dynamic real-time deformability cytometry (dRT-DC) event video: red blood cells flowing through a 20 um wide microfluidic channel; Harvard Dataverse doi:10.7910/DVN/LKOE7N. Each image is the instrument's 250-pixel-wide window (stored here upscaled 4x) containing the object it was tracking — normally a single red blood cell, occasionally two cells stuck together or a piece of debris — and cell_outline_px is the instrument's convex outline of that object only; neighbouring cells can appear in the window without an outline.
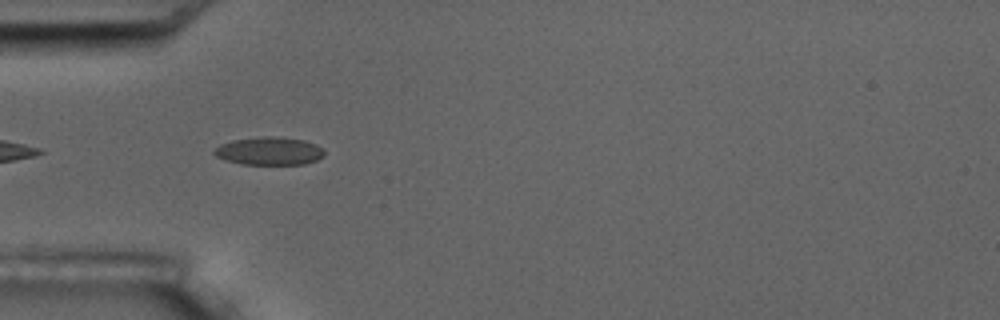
{"species": "common noctule bat (a hibernating species)", "species_latin": "Nyctalus noctula", "temperature_condition": "room temperature", "stored_images_in_passage": 8, "camera_frame_rate_fps": 3000, "um_per_image_px": 0.085, "animal": {"sex": "male", "body_mass_g": 17.5, "forearm_length_mm": 52.3}, "frame": {"image": 1, "passage_image": 5, "time_ms": 4.667, "image_size_px": [1000, 320], "cell_outline_px": [[324, 156], [316, 160], [304, 164], [240, 164], [216, 156], [212, 152], [220, 144], [232, 140], [264, 136], [272, 136], [304, 140], [316, 144], [324, 152]], "centroid_in_image_um": [22.88, 12.83], "position_along_channel_um": 62.1, "area_um2": 17.8}}
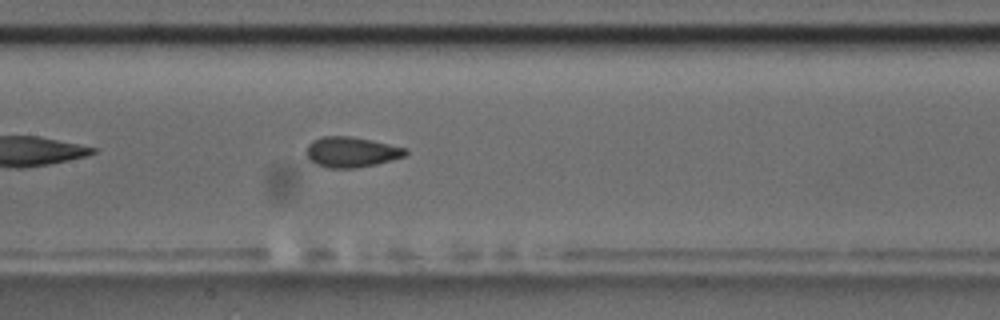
{"frame": {"image": 2, "passage_image": 8, "time_ms": 8.0, "image_size_px": [1000, 320], "cell_outline_px": [[408, 152], [404, 156], [376, 164], [356, 168], [328, 168], [316, 164], [308, 156], [308, 144], [312, 140], [324, 136], [352, 136], [372, 140], [408, 148]], "centroid_in_image_um": [29.9, 12.91], "position_along_channel_um": 177.5, "area_um2": 17.46}}